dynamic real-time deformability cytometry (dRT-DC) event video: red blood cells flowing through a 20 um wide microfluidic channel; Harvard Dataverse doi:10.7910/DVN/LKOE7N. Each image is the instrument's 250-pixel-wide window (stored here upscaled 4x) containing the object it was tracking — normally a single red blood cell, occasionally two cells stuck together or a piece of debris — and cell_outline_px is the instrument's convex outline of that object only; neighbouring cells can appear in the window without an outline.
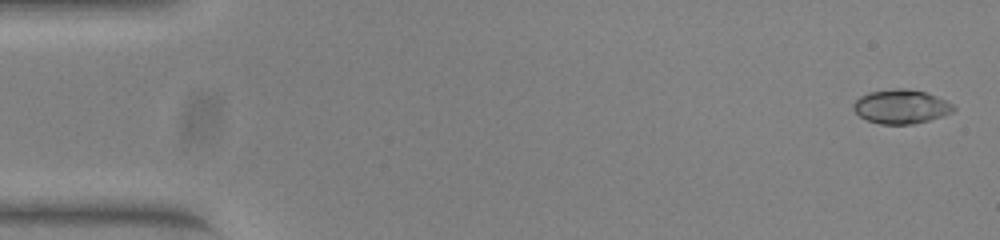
{"species": "common noctule bat (a hibernating species)", "species_latin": "Nyctalus noctula", "temperature_condition": "warm", "stored_images_in_passage": 53, "camera_frame_rate_fps": 3000, "um_per_image_px": 0.085, "animal": {"sex": "female", "body_mass_g": 23.0, "forearm_length_mm": 53.4}, "frame": {"image": 1, "passage_image": 2, "time_ms": 0.333, "image_size_px": [1000, 240], "cell_outline_px": [[956, 108], [952, 112], [928, 120], [912, 124], [880, 124], [868, 120], [860, 116], [852, 108], [852, 104], [860, 96], [868, 92], [892, 88], [908, 88], [924, 92], [936, 96], [952, 104]], "centroid_in_image_um": [76.55, 9.05], "position_along_channel_um": 8.4, "area_um2": 19.77}}
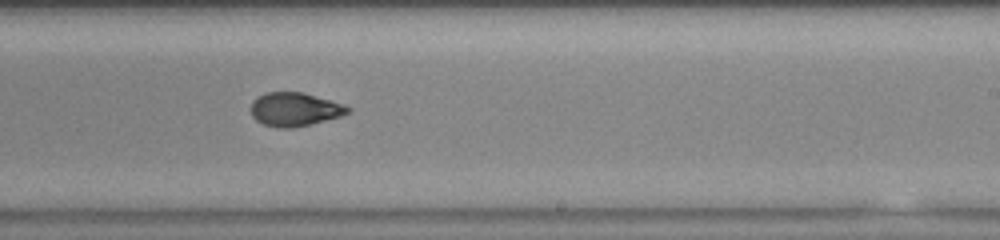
{"frame": {"image": 2, "passage_image": 32, "time_ms": 10.333, "image_size_px": [1000, 240], "cell_outline_px": [[352, 112], [340, 116], [292, 128], [280, 128], [264, 124], [256, 120], [252, 116], [252, 100], [268, 92], [300, 92], [328, 100], [352, 108]], "centroid_in_image_um": [25.04, 9.3], "position_along_channel_um": 264.0, "area_um2": 18.5}}
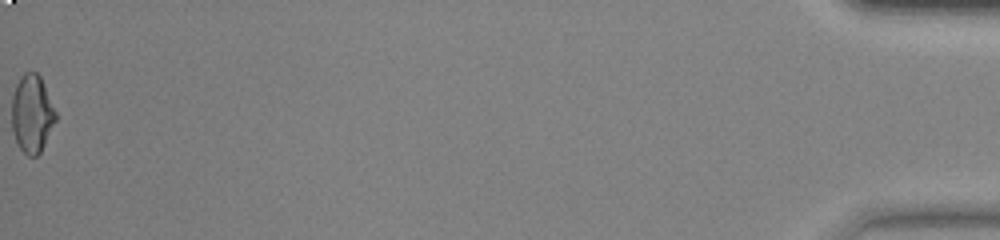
{"frame": {"image": 3, "passage_image": 53, "time_ms": 17.333, "image_size_px": [1000, 240], "cell_outline_px": [[56, 120], [40, 152], [36, 156], [28, 156], [20, 148], [12, 132], [12, 96], [16, 84], [20, 76], [24, 72], [36, 72], [40, 76], [56, 112]], "centroid_in_image_um": [2.7, 9.65], "position_along_channel_um": 432.5, "area_um2": 19.77}, "authors_computed_cell_mechanics": {"area_um2": 19.5364, "velocity_mm_per_s": 3.9261, "shape_relaxation_time_tau1_ms": 9.637, "shape_relaxation_time_tau2_ms": 1.6832, "deformation_change_tau1": 0.2689, "deformation_change_tau2": 0.053}}